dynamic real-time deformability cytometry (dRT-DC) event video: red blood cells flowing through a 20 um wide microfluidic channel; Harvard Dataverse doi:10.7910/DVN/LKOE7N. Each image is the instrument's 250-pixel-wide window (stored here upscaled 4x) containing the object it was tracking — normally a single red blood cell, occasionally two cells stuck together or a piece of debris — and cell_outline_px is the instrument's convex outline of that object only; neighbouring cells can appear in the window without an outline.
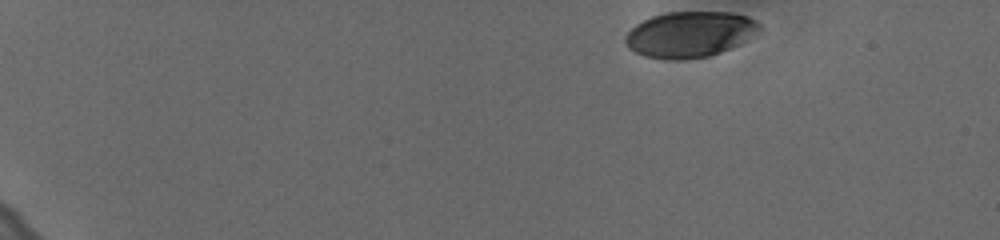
{"species": "human", "species_latin": "Homo sapiens", "temperature_condition": "cold", "stored_images_in_passage": 43, "camera_frame_rate_fps": 3000, "um_per_image_px": 0.085, "donor": {"sex": "female"}, "frame": {"image": 1, "passage_image": 1, "time_ms": 0.0, "image_size_px": [1000, 240], "cell_outline_px": [[760, 28], [756, 32], [740, 44], [720, 52], [708, 56], [684, 60], [664, 60], [644, 56], [628, 48], [624, 44], [624, 36], [636, 24], [652, 16], [668, 12], [732, 12], [748, 16], [756, 20], [760, 24]], "centroid_in_image_um": [58.6, 2.93], "position_along_channel_um": 26.4, "area_um2": 35.95}}
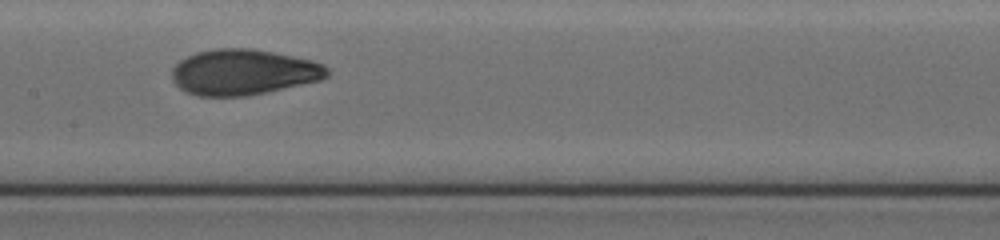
{"frame": {"image": 2, "passage_image": 25, "time_ms": 8.0, "image_size_px": [1000, 240], "cell_outline_px": [[328, 76], [320, 80], [248, 96], [200, 96], [184, 92], [172, 80], [172, 68], [180, 60], [196, 52], [216, 48], [248, 48], [272, 52], [312, 60], [324, 64], [328, 68]], "centroid_in_image_um": [20.67, 6.13], "position_along_channel_um": 186.7, "area_um2": 41.27}}
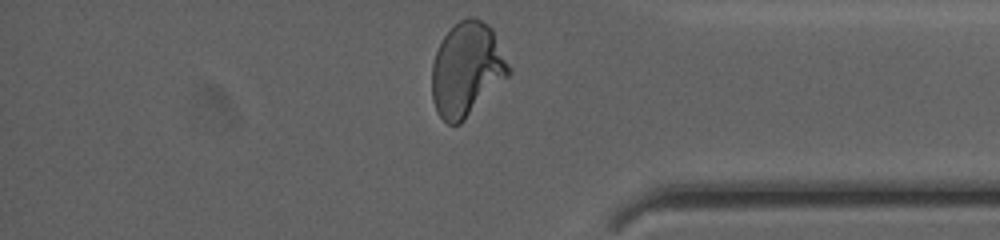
{"frame": {"image": 3, "passage_image": 43, "time_ms": 14.0, "image_size_px": [1000, 240], "cell_outline_px": [[512, 72], [460, 124], [448, 124], [436, 112], [432, 100], [432, 64], [436, 52], [444, 36], [460, 20], [468, 16], [472, 16], [488, 24], [492, 28]], "centroid_in_image_um": [39.66, 5.9], "position_along_channel_um": 395.5, "area_um2": 41.62}, "authors_computed_cell_mechanics": {"area_um2": 40.171, "velocity_mm_per_s": 3.6244, "shape_relaxation_time_tau1_ms": 4.3757, "shape_relaxation_time_tau2_ms": 1.0739, "deformation_change_tau1": 0.17, "deformation_change_tau2": 0.0601}}